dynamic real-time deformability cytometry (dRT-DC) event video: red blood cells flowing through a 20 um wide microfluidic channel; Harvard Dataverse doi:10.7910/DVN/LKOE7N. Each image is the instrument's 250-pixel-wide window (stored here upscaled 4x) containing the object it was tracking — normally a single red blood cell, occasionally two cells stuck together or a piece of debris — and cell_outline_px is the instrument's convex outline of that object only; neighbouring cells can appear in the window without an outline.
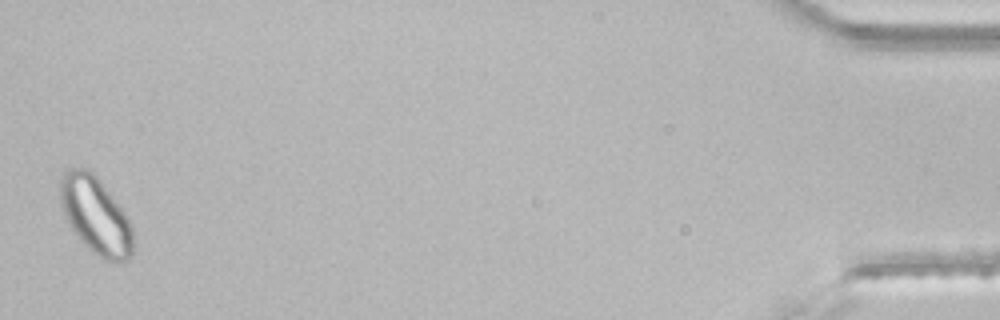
{"species": "common noctule bat (a hibernating species)", "species_latin": "Nyctalus noctula", "temperature_condition": "room temperature", "stored_images_in_passage": 37, "segment_of_instrument_passage": [2, 2], "camera_frame_rate_fps": 3000, "um_per_image_px": 0.085, "animal": {"sex": "male", "body_mass_g": 21.5, "forearm_length_mm": 52.0}, "frame": {"image": 1, "passage_image": 37, "time_ms": 12.0, "image_size_px": [1000, 320], "cell_outline_px": [[132, 252], [128, 260], [124, 264], [116, 264], [104, 260], [92, 252], [80, 240], [64, 216], [60, 200], [60, 180], [64, 172], [68, 168], [88, 168], [100, 180], [128, 216], [132, 224]], "centroid_in_image_um": [8.15, 18.34], "position_along_channel_um": 427.1, "area_um2": 33.06}}